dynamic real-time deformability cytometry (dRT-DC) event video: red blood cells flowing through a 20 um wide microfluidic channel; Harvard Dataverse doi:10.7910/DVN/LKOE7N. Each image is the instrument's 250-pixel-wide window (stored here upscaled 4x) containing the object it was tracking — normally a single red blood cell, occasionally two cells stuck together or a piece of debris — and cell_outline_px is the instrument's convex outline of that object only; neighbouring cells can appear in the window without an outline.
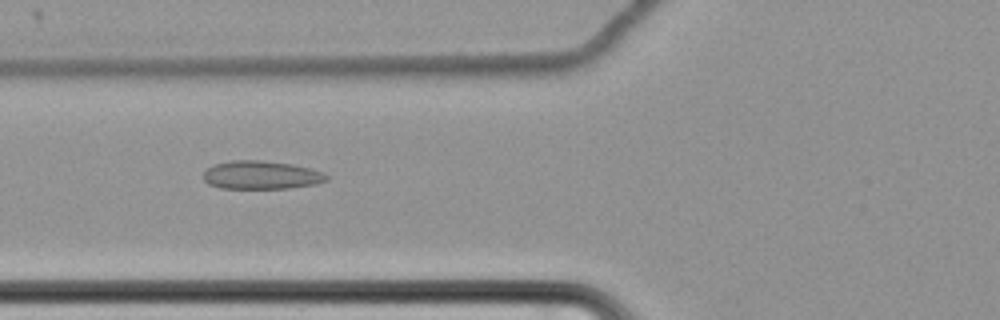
{"species": "common noctule bat (a hibernating species)", "species_latin": "Nyctalus noctula", "temperature_condition": "cold", "stored_images_in_passage": 63, "camera_frame_rate_fps": 3000, "um_per_image_px": 0.085, "animal": {"sex": "female", "body_mass_g": 22.7, "forearm_length_mm": 54.2}, "frame": {"image": 1, "passage_image": 27, "time_ms": 8.667, "image_size_px": [1000, 320], "cell_outline_px": [[328, 180], [316, 184], [288, 188], [220, 188], [208, 184], [204, 180], [204, 172], [208, 168], [216, 164], [232, 160], [260, 160], [292, 164], [324, 172], [328, 176]], "centroid_in_image_um": [22.22, 14.88], "position_along_channel_um": 103.6, "area_um2": 20.23}}
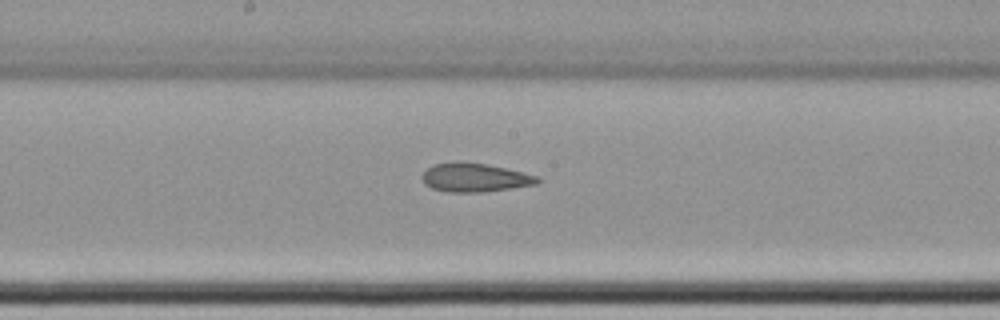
{"frame": {"image": 2, "passage_image": 36, "time_ms": 11.667, "image_size_px": [1000, 320], "cell_outline_px": [[540, 180], [536, 184], [512, 188], [484, 192], [448, 192], [432, 188], [424, 184], [420, 176], [432, 164], [460, 160], [488, 164], [524, 172], [536, 176]], "centroid_in_image_um": [40.31, 15.07], "position_along_channel_um": 207.9, "area_um2": 19.59}}
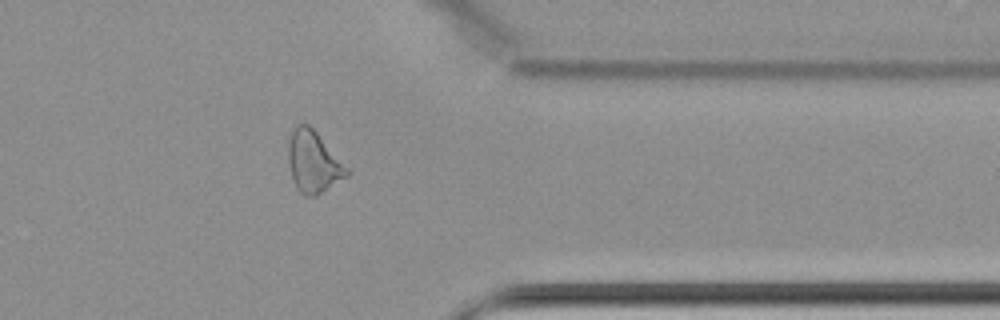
{"frame": {"image": 3, "passage_image": 52, "time_ms": 17.0, "image_size_px": [1000, 320], "cell_outline_px": [[352, 172], [348, 176], [316, 196], [304, 196], [296, 188], [288, 164], [288, 132], [296, 124], [308, 124], [316, 132]], "centroid_in_image_um": [26.62, 13.75], "position_along_channel_um": 384.8, "area_um2": 21.21}, "authors_computed_cell_mechanics": {"area_um2": 22.0218, "velocity_mm_per_s": 3.4697, "shape_relaxation_time_tau1_ms": null, "shape_relaxation_time_tau2_ms": 9.1117, "deformation_change_tau1": null, "deformation_change_tau2": 0.1664}}